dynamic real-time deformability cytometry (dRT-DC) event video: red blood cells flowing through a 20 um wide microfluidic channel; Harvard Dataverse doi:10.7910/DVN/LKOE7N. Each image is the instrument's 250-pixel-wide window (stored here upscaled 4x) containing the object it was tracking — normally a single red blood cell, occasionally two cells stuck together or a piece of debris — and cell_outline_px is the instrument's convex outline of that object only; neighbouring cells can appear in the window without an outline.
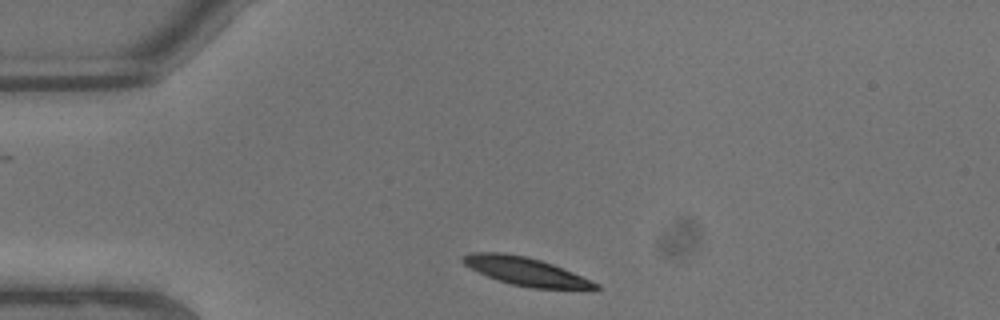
{"species": "common noctule bat (a hibernating species)", "species_latin": "Nyctalus noctula", "temperature_condition": "warm", "stored_images_in_passage": 9, "camera_frame_rate_fps": 3000, "um_per_image_px": 0.085, "animal": {"sex": "male", "body_mass_g": 13.3}, "frame": {"image": 1, "passage_image": 1, "time_ms": 0.0, "image_size_px": [1000, 320], "cell_outline_px": [[604, 288], [532, 288], [512, 284], [488, 276], [464, 264], [460, 260], [464, 256], [472, 252], [504, 252], [524, 256], [540, 260], [552, 264], [572, 272], [600, 284]], "centroid_in_image_um": [44.67, 23.05], "position_along_channel_um": 40.3, "area_um2": 21.21}}
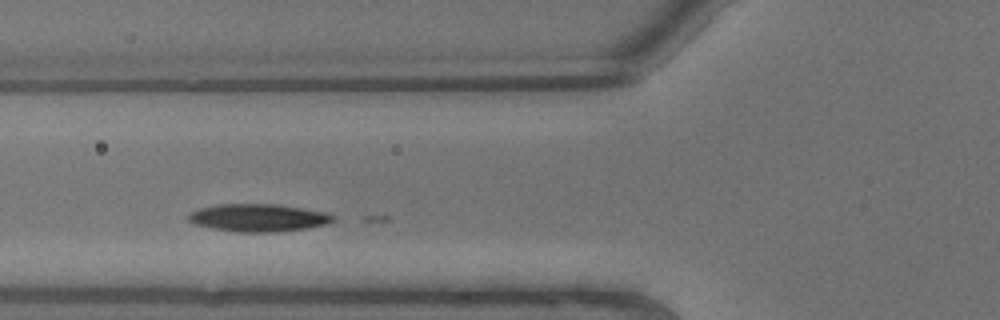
{"frame": {"image": 2, "passage_image": 4, "time_ms": 1.0, "image_size_px": [1000, 320], "cell_outline_px": [[336, 220], [324, 224], [304, 228], [276, 232], [236, 232], [212, 228], [196, 224], [188, 220], [188, 216], [192, 212], [200, 208], [220, 204], [276, 204], [328, 212], [336, 216]], "centroid_in_image_um": [21.99, 18.5], "position_along_channel_um": 103.8, "area_um2": 23.18}}
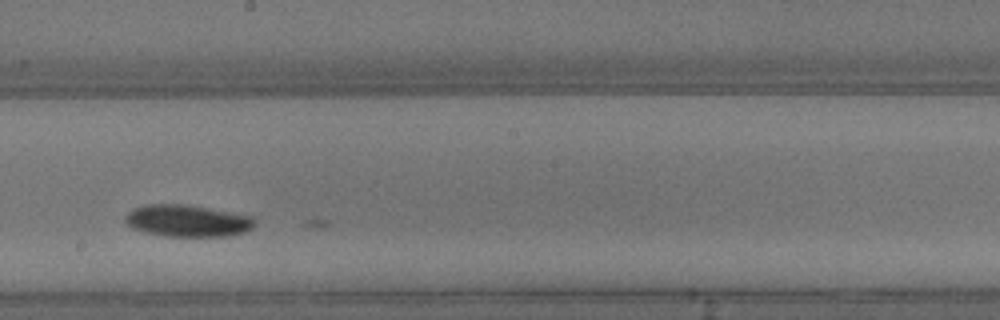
{"frame": {"image": 3, "passage_image": 8, "time_ms": 2.333, "image_size_px": [1000, 320], "cell_outline_px": [[256, 224], [252, 228], [244, 232], [228, 236], [164, 236], [144, 232], [132, 228], [124, 220], [124, 216], [132, 208], [144, 204], [188, 204], [252, 216], [256, 220]], "centroid_in_image_um": [15.91, 18.76], "position_along_channel_um": 232.3, "area_um2": 24.33}}